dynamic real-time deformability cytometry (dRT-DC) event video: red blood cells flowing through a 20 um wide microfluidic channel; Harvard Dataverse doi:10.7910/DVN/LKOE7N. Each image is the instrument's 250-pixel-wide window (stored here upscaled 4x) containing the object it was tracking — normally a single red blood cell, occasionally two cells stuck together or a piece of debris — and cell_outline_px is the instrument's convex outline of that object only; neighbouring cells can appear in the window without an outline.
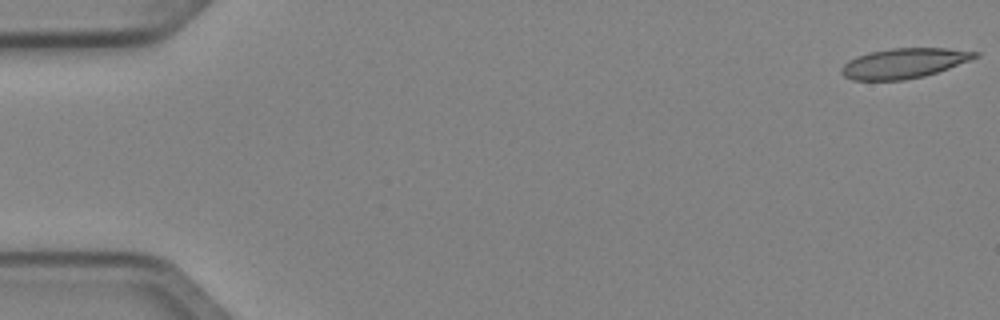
{"species": "Egyptian fruit bat (a non-hibernating species)", "species_latin": "Rousettus aegyptiacus", "temperature_condition": "cold", "stored_images_in_passage": 51, "camera_frame_rate_fps": 3000, "um_per_image_px": 0.085, "animal": {"sex": "female"}, "frame": {"image": 1, "passage_image": 1, "time_ms": 0.0, "image_size_px": [1000, 320], "cell_outline_px": [[980, 56], [948, 68], [924, 76], [904, 80], [852, 80], [844, 76], [840, 72], [840, 68], [848, 60], [856, 56], [868, 52], [892, 48], [948, 48], [980, 52]], "centroid_in_image_um": [76.81, 5.37], "position_along_channel_um": 8.2, "area_um2": 23.41}}
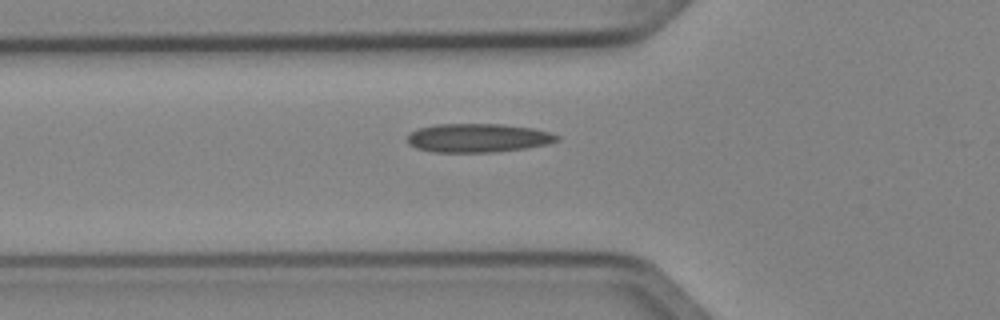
{"frame": {"image": 2, "passage_image": 18, "time_ms": 5.667, "image_size_px": [1000, 320], "cell_outline_px": [[560, 140], [548, 144], [524, 148], [492, 152], [436, 152], [416, 148], [408, 144], [408, 136], [412, 132], [420, 128], [436, 124], [500, 124], [532, 128], [548, 132], [560, 136]], "centroid_in_image_um": [40.64, 11.72], "position_along_channel_um": 85.2, "area_um2": 24.85}}
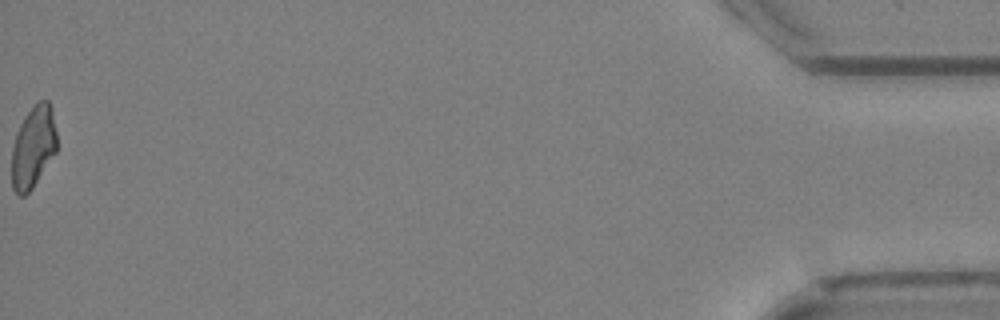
{"frame": {"image": 3, "passage_image": 51, "time_ms": 16.667, "image_size_px": [1000, 320], "cell_outline_px": [[56, 152], [32, 188], [24, 196], [20, 196], [12, 188], [12, 148], [16, 132], [24, 116], [36, 100], [48, 100], [52, 108], [56, 132]], "centroid_in_image_um": [2.82, 12.45], "position_along_channel_um": 432.4, "area_um2": 21.62}, "authors_computed_cell_mechanics": {"area_um2": 23.2934, "velocity_mm_per_s": 4.054, "shape_relaxation_time_tau1_ms": null, "shape_relaxation_time_tau2_ms": 6.8009, "deformation_change_tau1": null, "deformation_change_tau2": 0.158}}